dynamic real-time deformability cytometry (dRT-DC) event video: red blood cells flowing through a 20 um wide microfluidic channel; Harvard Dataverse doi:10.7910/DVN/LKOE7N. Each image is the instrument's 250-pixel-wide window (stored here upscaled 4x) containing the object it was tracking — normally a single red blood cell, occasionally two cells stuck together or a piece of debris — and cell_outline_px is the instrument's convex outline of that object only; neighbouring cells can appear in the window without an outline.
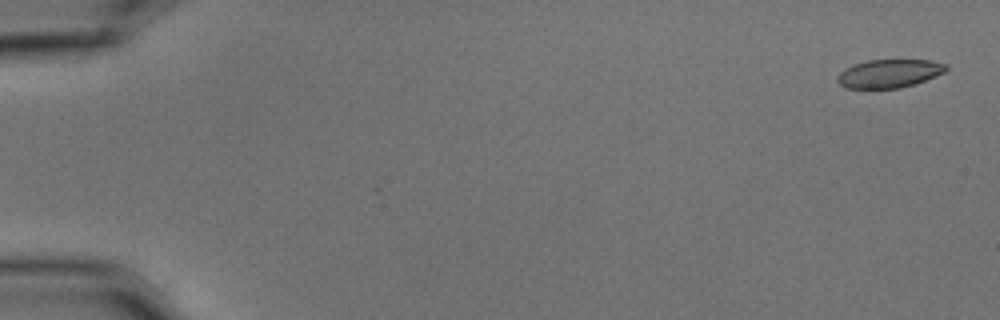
{"species": "common noctule bat (a hibernating species)", "species_latin": "Nyctalus noctula", "temperature_condition": "cold", "stored_images_in_passage": 4, "camera_frame_rate_fps": 3000, "um_per_image_px": 0.085, "animal": {"sex": "male", "body_mass_g": 15.6}, "frame": {"image": 1, "passage_image": 1, "time_ms": 0.0, "image_size_px": [1000, 320], "cell_outline_px": [[948, 68], [944, 72], [936, 76], [916, 84], [900, 88], [848, 88], [840, 84], [836, 80], [836, 76], [844, 68], [868, 60], [932, 60], [948, 64]], "centroid_in_image_um": [75.61, 6.25], "position_along_channel_um": 9.4, "area_um2": 18.03}}